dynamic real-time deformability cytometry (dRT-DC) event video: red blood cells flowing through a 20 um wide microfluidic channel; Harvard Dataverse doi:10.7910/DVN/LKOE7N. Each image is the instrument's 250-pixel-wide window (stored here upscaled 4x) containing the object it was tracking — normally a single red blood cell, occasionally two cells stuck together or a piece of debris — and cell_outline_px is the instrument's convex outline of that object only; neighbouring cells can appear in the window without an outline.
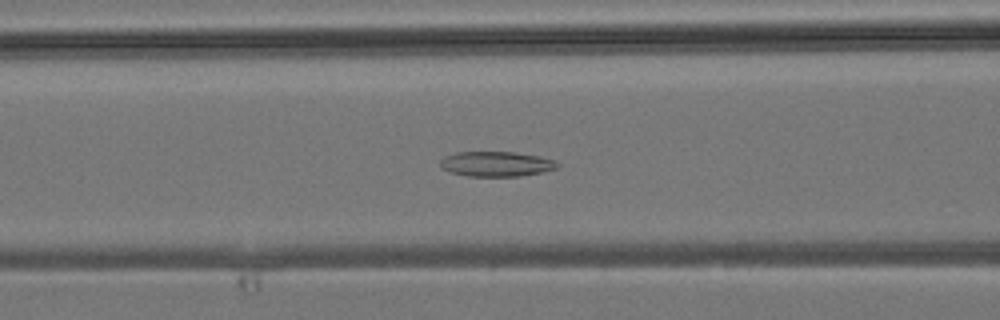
{"species": "common noctule bat (a hibernating species)", "species_latin": "Nyctalus noctula", "temperature_condition": "room temperature", "stored_images_in_passage": 32, "camera_frame_rate_fps": 3000, "um_per_image_px": 0.085, "animal": {"sex": "male", "body_mass_g": 19.2, "forearm_length_mm": 51.8}, "frame": {"image": 1, "passage_image": 17, "time_ms": 5.333, "image_size_px": [1000, 320], "cell_outline_px": [[560, 164], [556, 168], [540, 172], [520, 176], [468, 176], [452, 172], [440, 168], [440, 160], [444, 156], [456, 152], [516, 152], [540, 156], [556, 160]], "centroid_in_image_um": [42.18, 13.92], "position_along_channel_um": 124.4, "area_um2": 17.11}}
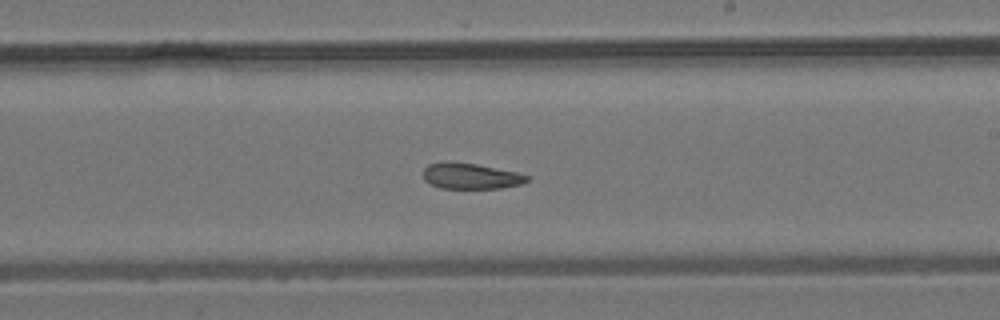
{"frame": {"image": 2, "passage_image": 25, "time_ms": 8.0, "image_size_px": [1000, 320], "cell_outline_px": [[528, 180], [520, 184], [500, 188], [440, 188], [428, 184], [424, 180], [424, 168], [428, 164], [444, 160], [476, 164], [516, 172], [528, 176]], "centroid_in_image_um": [39.93, 14.95], "position_along_channel_um": 249.1, "area_um2": 15.66}}
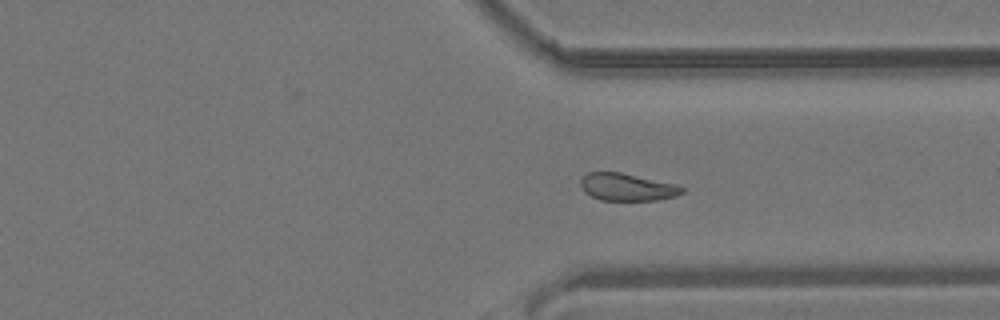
{"frame": {"image": 3, "passage_image": 32, "time_ms": 10.333, "image_size_px": [1000, 320], "cell_outline_px": [[684, 192], [676, 196], [656, 200], [600, 200], [584, 192], [580, 184], [580, 180], [588, 172], [620, 172], [672, 184], [684, 188]], "centroid_in_image_um": [53.26, 15.91], "position_along_channel_um": 358.1, "area_um2": 15.9}}